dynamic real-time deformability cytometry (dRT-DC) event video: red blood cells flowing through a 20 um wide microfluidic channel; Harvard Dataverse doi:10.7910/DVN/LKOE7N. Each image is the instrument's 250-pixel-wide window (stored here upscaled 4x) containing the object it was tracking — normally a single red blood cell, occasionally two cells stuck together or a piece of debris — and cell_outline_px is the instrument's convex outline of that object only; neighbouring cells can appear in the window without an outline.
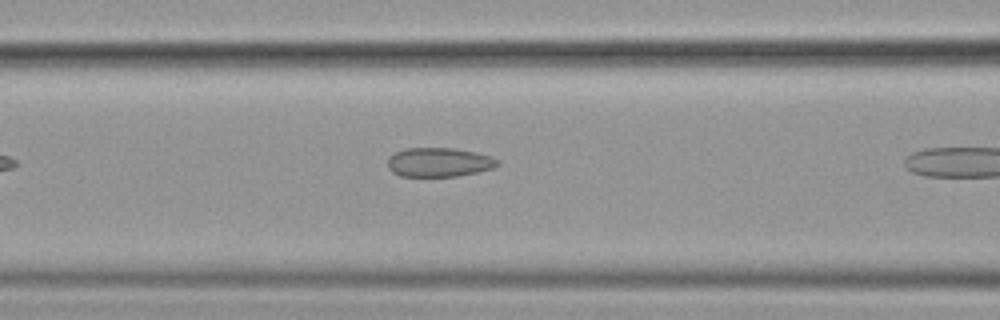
{"species": "common noctule bat (a hibernating species)", "species_latin": "Nyctalus noctula", "temperature_condition": "cold", "stored_images_in_passage": 4, "camera_frame_rate_fps": 3000, "um_per_image_px": 0.085, "animal": {"sex": "female", "body_mass_g": 19.9}, "frame": {"image": 1, "passage_image": 3, "time_ms": 0.667, "image_size_px": [1000, 320], "cell_outline_px": [[500, 164], [492, 168], [476, 172], [456, 176], [400, 176], [392, 172], [388, 168], [388, 156], [404, 148], [452, 148], [476, 152], [492, 156], [500, 160]], "centroid_in_image_um": [37.31, 13.78], "position_along_channel_um": 129.3, "area_um2": 18.73}}